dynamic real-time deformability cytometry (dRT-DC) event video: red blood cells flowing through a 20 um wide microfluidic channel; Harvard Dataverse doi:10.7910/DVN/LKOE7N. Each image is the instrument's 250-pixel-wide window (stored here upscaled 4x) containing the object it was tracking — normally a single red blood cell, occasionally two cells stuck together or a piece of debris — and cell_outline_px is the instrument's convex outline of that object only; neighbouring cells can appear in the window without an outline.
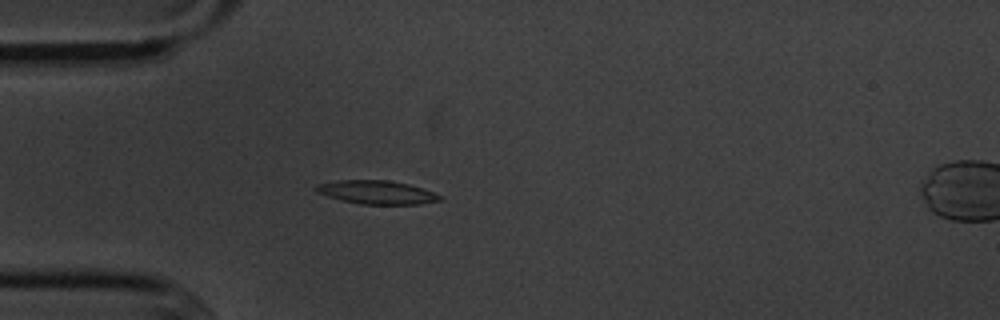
{"species": "common noctule bat (a hibernating species)", "species_latin": "Nyctalus noctula", "temperature_condition": "cold", "stored_images_in_passage": 41, "camera_frame_rate_fps": 3000, "um_per_image_px": 0.085, "animal": {"sex": "male", "body_mass_g": 20.1, "forearm_length_mm": 53.5}, "frame": {"image": 1, "passage_image": 1, "time_ms": 0.0, "image_size_px": [1000, 320], "cell_outline_px": [[444, 196], [440, 200], [420, 204], [360, 204], [328, 196], [316, 192], [312, 188], [316, 184], [340, 180], [388, 180], [408, 184]], "centroid_in_image_um": [31.99, 16.34], "position_along_channel_um": 53.0, "area_um2": 16.82}}
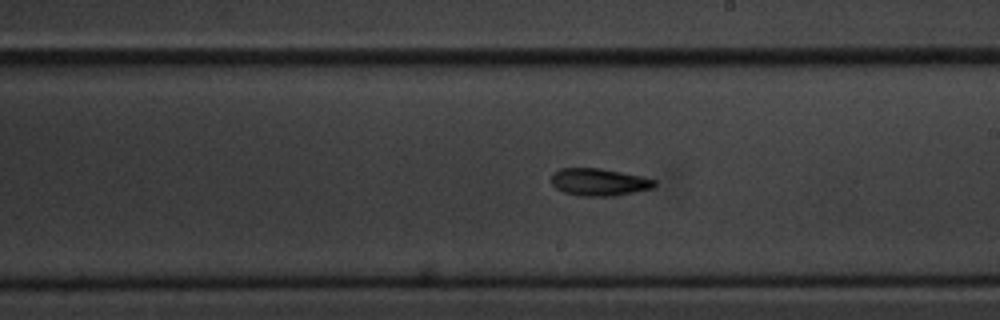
{"frame": {"image": 2, "passage_image": 17, "time_ms": 5.333, "image_size_px": [1000, 320], "cell_outline_px": [[656, 184], [652, 188], [616, 196], [580, 196], [564, 192], [556, 188], [552, 184], [552, 172], [560, 168], [600, 168], [640, 176], [656, 180]], "centroid_in_image_um": [50.89, 15.48], "position_along_channel_um": 238.1, "area_um2": 16.42}}
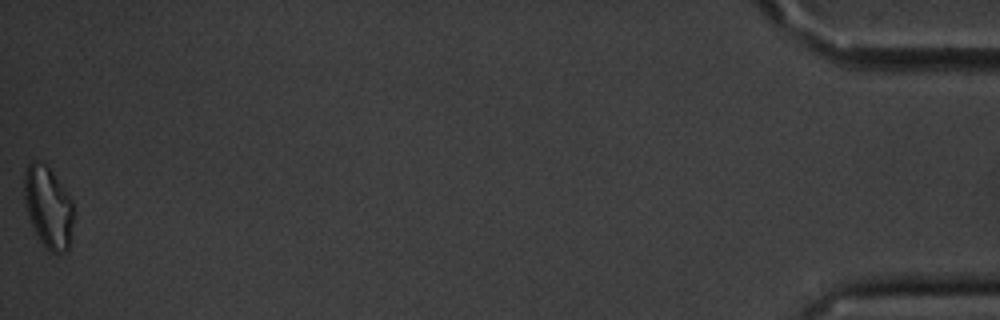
{"frame": {"image": 3, "passage_image": 41, "time_ms": 13.333, "image_size_px": [1000, 320], "cell_outline_px": [[72, 236], [68, 248], [64, 252], [52, 252], [40, 240], [28, 216], [24, 200], [24, 176], [28, 164], [32, 160], [36, 160], [44, 164], [52, 172], [72, 200]], "centroid_in_image_um": [4.09, 17.59], "position_along_channel_um": 431.1, "area_um2": 23.0}, "authors_computed_cell_mechanics": {"area_um2": 16.7042, "velocity_mm_per_s": 3.6097, "shape_relaxation_time_tau1_ms": 5.3524, "shape_relaxation_time_tau2_ms": null, "deformation_change_tau1": 0.1339, "deformation_change_tau2": null}}